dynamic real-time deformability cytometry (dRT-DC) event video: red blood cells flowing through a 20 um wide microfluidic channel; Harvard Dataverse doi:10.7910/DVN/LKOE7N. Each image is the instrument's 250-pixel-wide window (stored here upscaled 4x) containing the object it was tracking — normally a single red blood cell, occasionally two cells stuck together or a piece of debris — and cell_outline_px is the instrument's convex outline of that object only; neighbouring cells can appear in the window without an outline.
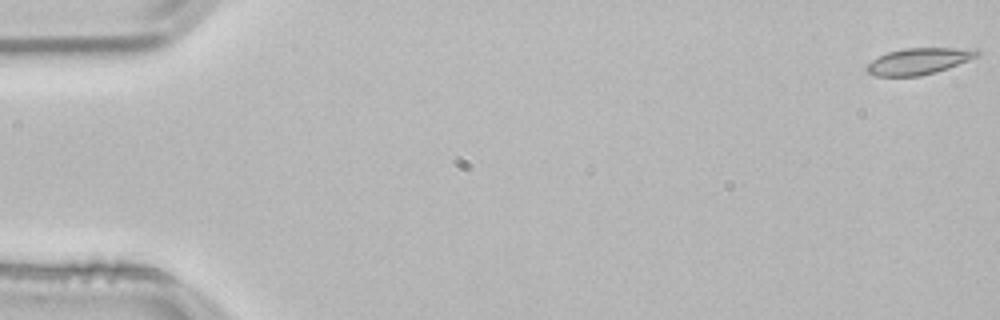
{"species": "common noctule bat (a hibernating species)", "species_latin": "Nyctalus noctula", "temperature_condition": "room temperature", "stored_images_in_passage": 53, "camera_frame_rate_fps": 3000, "um_per_image_px": 0.085, "animal": {"sex": "male", "body_mass_g": 21.5, "forearm_length_mm": 52.0}, "frame": {"image": 1, "passage_image": 1, "time_ms": 0.0, "image_size_px": [1000, 320], "cell_outline_px": [[980, 56], [948, 68], [936, 72], [920, 76], [876, 76], [868, 72], [864, 68], [872, 60], [888, 52], [904, 48], [976, 48], [980, 52]], "centroid_in_image_um": [78.14, 5.19], "position_along_channel_um": 6.9, "area_um2": 17.05}}
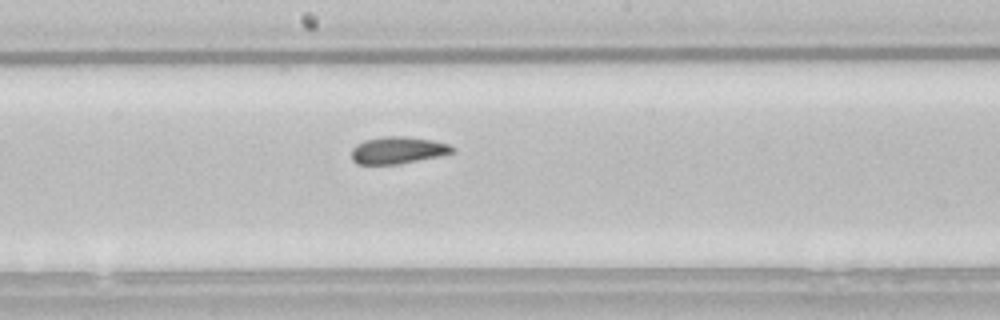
{"frame": {"image": 2, "passage_image": 29, "time_ms": 9.333, "image_size_px": [1000, 320], "cell_outline_px": [[456, 152], [440, 156], [396, 164], [356, 164], [352, 160], [352, 148], [356, 144], [364, 140], [384, 136], [404, 136], [432, 140], [448, 144], [456, 148]], "centroid_in_image_um": [33.82, 12.76], "position_along_channel_um": 214.4, "area_um2": 15.95}}
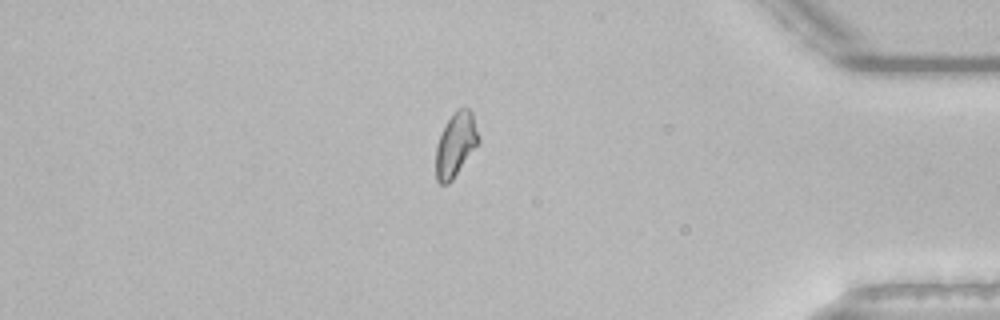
{"frame": {"image": 3, "passage_image": 46, "time_ms": 15.0, "image_size_px": [1000, 320], "cell_outline_px": [[480, 140], [452, 180], [448, 184], [440, 184], [436, 180], [436, 144], [448, 120], [456, 108], [468, 108], [472, 112]], "centroid_in_image_um": [38.72, 12.29], "position_along_channel_um": 396.5, "area_um2": 15.66}, "authors_computed_cell_mechanics": {"area_um2": 16.3574, "velocity_mm_per_s": 3.8113, "shape_relaxation_time_tau1_ms": null, "shape_relaxation_time_tau2_ms": 3.2772, "deformation_change_tau1": null, "deformation_change_tau2": 0.0757}}